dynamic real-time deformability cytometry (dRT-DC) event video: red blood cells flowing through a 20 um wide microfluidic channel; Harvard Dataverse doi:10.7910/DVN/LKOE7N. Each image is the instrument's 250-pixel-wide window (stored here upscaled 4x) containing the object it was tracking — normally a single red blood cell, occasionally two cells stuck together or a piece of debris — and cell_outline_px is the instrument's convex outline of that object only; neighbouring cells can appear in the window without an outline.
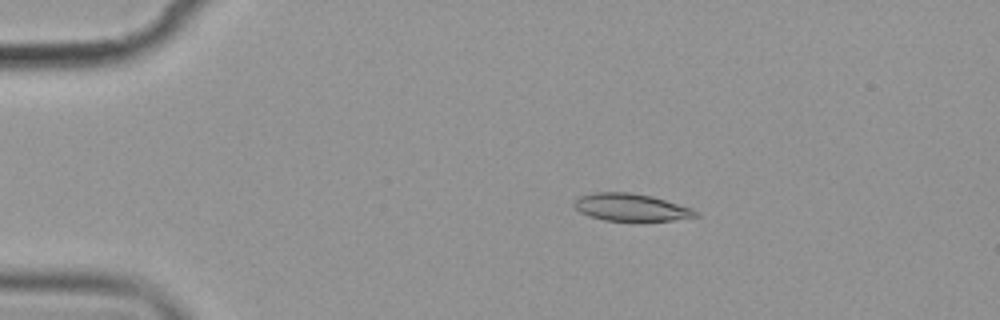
{"species": "common noctule bat (a hibernating species)", "species_latin": "Nyctalus noctula", "temperature_condition": "cold", "stored_images_in_passage": 5, "camera_frame_rate_fps": 3000, "um_per_image_px": 0.085, "animal": {"sex": "female", "body_mass_g": 19.9}, "frame": {"image": 1, "passage_image": 2, "time_ms": 1.333, "image_size_px": [1000, 320], "cell_outline_px": [[700, 216], [672, 220], [640, 224], [632, 224], [604, 220], [588, 216], [580, 212], [572, 204], [580, 196], [592, 192], [628, 192], [652, 196], [692, 208], [700, 212]], "centroid_in_image_um": [53.67, 17.68], "position_along_channel_um": 31.3, "area_um2": 20.4}}
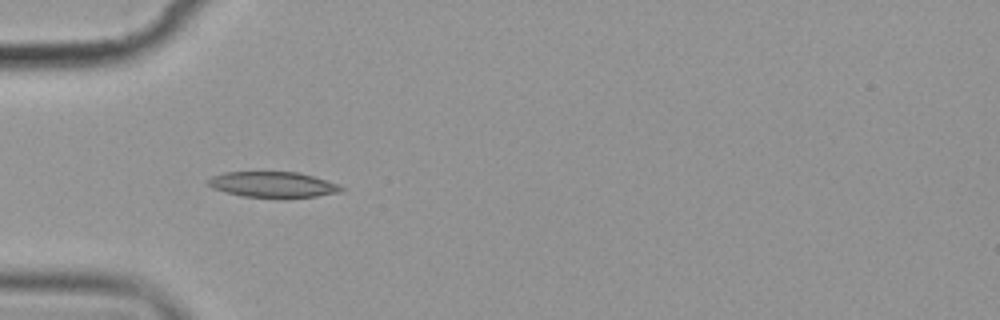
{"frame": {"image": 2, "passage_image": 4, "time_ms": 3.667, "image_size_px": [1000, 320], "cell_outline_px": [[344, 192], [316, 196], [284, 200], [244, 196], [224, 192], [212, 188], [208, 184], [208, 180], [212, 176], [224, 172], [296, 172], [312, 176], [336, 184], [344, 188]], "centroid_in_image_um": [23.2, 15.73], "position_along_channel_um": 61.8, "area_um2": 20.35}}
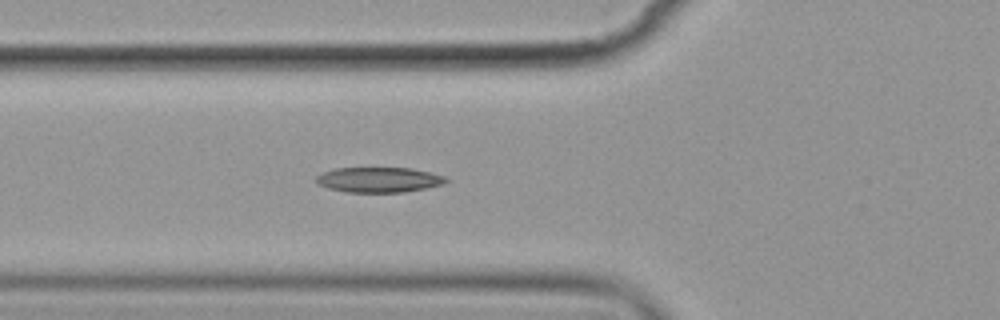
{"frame": {"image": 3, "passage_image": 5, "time_ms": 4.667, "image_size_px": [1000, 320], "cell_outline_px": [[448, 180], [440, 184], [424, 188], [404, 192], [348, 192], [328, 188], [316, 184], [316, 176], [320, 172], [336, 168], [412, 168], [444, 176]], "centroid_in_image_um": [32.12, 15.27], "position_along_channel_um": 93.7, "area_um2": 18.9}}